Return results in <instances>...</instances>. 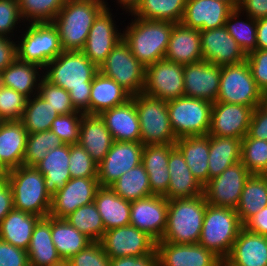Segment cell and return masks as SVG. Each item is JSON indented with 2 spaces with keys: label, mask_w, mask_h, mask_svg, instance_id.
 I'll return each instance as SVG.
<instances>
[{
  "label": "cell",
  "mask_w": 267,
  "mask_h": 266,
  "mask_svg": "<svg viewBox=\"0 0 267 266\" xmlns=\"http://www.w3.org/2000/svg\"><path fill=\"white\" fill-rule=\"evenodd\" d=\"M99 72L82 51H62L43 69V77L69 92L77 111L89 114L92 81Z\"/></svg>",
  "instance_id": "1"
},
{
  "label": "cell",
  "mask_w": 267,
  "mask_h": 266,
  "mask_svg": "<svg viewBox=\"0 0 267 266\" xmlns=\"http://www.w3.org/2000/svg\"><path fill=\"white\" fill-rule=\"evenodd\" d=\"M127 16H123L124 20L120 21L119 25L123 29V40L129 45L133 56L145 67L164 59L175 24L168 21L145 20L131 14ZM127 18L130 21L128 24L124 22ZM123 23L125 28L122 26Z\"/></svg>",
  "instance_id": "2"
},
{
  "label": "cell",
  "mask_w": 267,
  "mask_h": 266,
  "mask_svg": "<svg viewBox=\"0 0 267 266\" xmlns=\"http://www.w3.org/2000/svg\"><path fill=\"white\" fill-rule=\"evenodd\" d=\"M106 7L104 0H66L52 23L64 51H82L90 28Z\"/></svg>",
  "instance_id": "3"
},
{
  "label": "cell",
  "mask_w": 267,
  "mask_h": 266,
  "mask_svg": "<svg viewBox=\"0 0 267 266\" xmlns=\"http://www.w3.org/2000/svg\"><path fill=\"white\" fill-rule=\"evenodd\" d=\"M207 204L204 194L168 200L166 228L159 241L175 244L198 243Z\"/></svg>",
  "instance_id": "4"
},
{
  "label": "cell",
  "mask_w": 267,
  "mask_h": 266,
  "mask_svg": "<svg viewBox=\"0 0 267 266\" xmlns=\"http://www.w3.org/2000/svg\"><path fill=\"white\" fill-rule=\"evenodd\" d=\"M13 192V208L49 216L52 197L46 191L44 175L35 166L21 165L4 173Z\"/></svg>",
  "instance_id": "5"
},
{
  "label": "cell",
  "mask_w": 267,
  "mask_h": 266,
  "mask_svg": "<svg viewBox=\"0 0 267 266\" xmlns=\"http://www.w3.org/2000/svg\"><path fill=\"white\" fill-rule=\"evenodd\" d=\"M243 227L236 209L207 204L198 243L224 260Z\"/></svg>",
  "instance_id": "6"
},
{
  "label": "cell",
  "mask_w": 267,
  "mask_h": 266,
  "mask_svg": "<svg viewBox=\"0 0 267 266\" xmlns=\"http://www.w3.org/2000/svg\"><path fill=\"white\" fill-rule=\"evenodd\" d=\"M16 38L17 59L44 69L62 53L59 32L52 22L25 23Z\"/></svg>",
  "instance_id": "7"
},
{
  "label": "cell",
  "mask_w": 267,
  "mask_h": 266,
  "mask_svg": "<svg viewBox=\"0 0 267 266\" xmlns=\"http://www.w3.org/2000/svg\"><path fill=\"white\" fill-rule=\"evenodd\" d=\"M135 101L140 123L141 143L145 145L175 144L167 110V101L151 97L145 93L131 97Z\"/></svg>",
  "instance_id": "8"
},
{
  "label": "cell",
  "mask_w": 267,
  "mask_h": 266,
  "mask_svg": "<svg viewBox=\"0 0 267 266\" xmlns=\"http://www.w3.org/2000/svg\"><path fill=\"white\" fill-rule=\"evenodd\" d=\"M212 105L210 101L186 96L167 101L175 137L207 135L211 126Z\"/></svg>",
  "instance_id": "9"
},
{
  "label": "cell",
  "mask_w": 267,
  "mask_h": 266,
  "mask_svg": "<svg viewBox=\"0 0 267 266\" xmlns=\"http://www.w3.org/2000/svg\"><path fill=\"white\" fill-rule=\"evenodd\" d=\"M99 71L115 80L132 96L143 92L146 67L133 56L123 39L107 55Z\"/></svg>",
  "instance_id": "10"
},
{
  "label": "cell",
  "mask_w": 267,
  "mask_h": 266,
  "mask_svg": "<svg viewBox=\"0 0 267 266\" xmlns=\"http://www.w3.org/2000/svg\"><path fill=\"white\" fill-rule=\"evenodd\" d=\"M261 91L257 87L247 61L221 67L218 102L241 104L252 107L260 105Z\"/></svg>",
  "instance_id": "11"
},
{
  "label": "cell",
  "mask_w": 267,
  "mask_h": 266,
  "mask_svg": "<svg viewBox=\"0 0 267 266\" xmlns=\"http://www.w3.org/2000/svg\"><path fill=\"white\" fill-rule=\"evenodd\" d=\"M104 0L106 7L98 14L90 28L83 54L98 68L105 62L107 55L123 39V29L115 19L119 10L114 13L111 4ZM118 12V13H117ZM114 14V15H113Z\"/></svg>",
  "instance_id": "12"
},
{
  "label": "cell",
  "mask_w": 267,
  "mask_h": 266,
  "mask_svg": "<svg viewBox=\"0 0 267 266\" xmlns=\"http://www.w3.org/2000/svg\"><path fill=\"white\" fill-rule=\"evenodd\" d=\"M251 173L239 161L203 186L206 202L217 207L236 209L242 190Z\"/></svg>",
  "instance_id": "13"
},
{
  "label": "cell",
  "mask_w": 267,
  "mask_h": 266,
  "mask_svg": "<svg viewBox=\"0 0 267 266\" xmlns=\"http://www.w3.org/2000/svg\"><path fill=\"white\" fill-rule=\"evenodd\" d=\"M183 67L165 58L146 66L143 93L163 101L184 96Z\"/></svg>",
  "instance_id": "14"
},
{
  "label": "cell",
  "mask_w": 267,
  "mask_h": 266,
  "mask_svg": "<svg viewBox=\"0 0 267 266\" xmlns=\"http://www.w3.org/2000/svg\"><path fill=\"white\" fill-rule=\"evenodd\" d=\"M110 259L141 257L156 249V241L133 225L106 230L99 241Z\"/></svg>",
  "instance_id": "15"
},
{
  "label": "cell",
  "mask_w": 267,
  "mask_h": 266,
  "mask_svg": "<svg viewBox=\"0 0 267 266\" xmlns=\"http://www.w3.org/2000/svg\"><path fill=\"white\" fill-rule=\"evenodd\" d=\"M141 142L113 141L105 158L97 166L99 186L110 187L125 172L141 164Z\"/></svg>",
  "instance_id": "16"
},
{
  "label": "cell",
  "mask_w": 267,
  "mask_h": 266,
  "mask_svg": "<svg viewBox=\"0 0 267 266\" xmlns=\"http://www.w3.org/2000/svg\"><path fill=\"white\" fill-rule=\"evenodd\" d=\"M167 210L168 200L164 196L151 195L131 201L130 225L146 232L157 242L165 232Z\"/></svg>",
  "instance_id": "17"
},
{
  "label": "cell",
  "mask_w": 267,
  "mask_h": 266,
  "mask_svg": "<svg viewBox=\"0 0 267 266\" xmlns=\"http://www.w3.org/2000/svg\"><path fill=\"white\" fill-rule=\"evenodd\" d=\"M253 110L241 104L214 102L208 134L243 139L248 133Z\"/></svg>",
  "instance_id": "18"
},
{
  "label": "cell",
  "mask_w": 267,
  "mask_h": 266,
  "mask_svg": "<svg viewBox=\"0 0 267 266\" xmlns=\"http://www.w3.org/2000/svg\"><path fill=\"white\" fill-rule=\"evenodd\" d=\"M99 187L97 178H71L52 197L49 216L64 219L79 207L94 202Z\"/></svg>",
  "instance_id": "19"
},
{
  "label": "cell",
  "mask_w": 267,
  "mask_h": 266,
  "mask_svg": "<svg viewBox=\"0 0 267 266\" xmlns=\"http://www.w3.org/2000/svg\"><path fill=\"white\" fill-rule=\"evenodd\" d=\"M158 266H222L223 260L199 243L156 242Z\"/></svg>",
  "instance_id": "20"
},
{
  "label": "cell",
  "mask_w": 267,
  "mask_h": 266,
  "mask_svg": "<svg viewBox=\"0 0 267 266\" xmlns=\"http://www.w3.org/2000/svg\"><path fill=\"white\" fill-rule=\"evenodd\" d=\"M203 60L217 66L238 64L246 61V55L228 33L225 26L200 30Z\"/></svg>",
  "instance_id": "21"
},
{
  "label": "cell",
  "mask_w": 267,
  "mask_h": 266,
  "mask_svg": "<svg viewBox=\"0 0 267 266\" xmlns=\"http://www.w3.org/2000/svg\"><path fill=\"white\" fill-rule=\"evenodd\" d=\"M184 96L216 102L220 89L221 66L204 60L183 67Z\"/></svg>",
  "instance_id": "22"
},
{
  "label": "cell",
  "mask_w": 267,
  "mask_h": 266,
  "mask_svg": "<svg viewBox=\"0 0 267 266\" xmlns=\"http://www.w3.org/2000/svg\"><path fill=\"white\" fill-rule=\"evenodd\" d=\"M234 9L221 0H187L181 24L198 30L225 26Z\"/></svg>",
  "instance_id": "23"
},
{
  "label": "cell",
  "mask_w": 267,
  "mask_h": 266,
  "mask_svg": "<svg viewBox=\"0 0 267 266\" xmlns=\"http://www.w3.org/2000/svg\"><path fill=\"white\" fill-rule=\"evenodd\" d=\"M222 266H267V236L243 227Z\"/></svg>",
  "instance_id": "24"
},
{
  "label": "cell",
  "mask_w": 267,
  "mask_h": 266,
  "mask_svg": "<svg viewBox=\"0 0 267 266\" xmlns=\"http://www.w3.org/2000/svg\"><path fill=\"white\" fill-rule=\"evenodd\" d=\"M28 132L20 120L0 121V173L23 165Z\"/></svg>",
  "instance_id": "25"
},
{
  "label": "cell",
  "mask_w": 267,
  "mask_h": 266,
  "mask_svg": "<svg viewBox=\"0 0 267 266\" xmlns=\"http://www.w3.org/2000/svg\"><path fill=\"white\" fill-rule=\"evenodd\" d=\"M99 115L114 141L141 142L139 118L132 98Z\"/></svg>",
  "instance_id": "26"
},
{
  "label": "cell",
  "mask_w": 267,
  "mask_h": 266,
  "mask_svg": "<svg viewBox=\"0 0 267 266\" xmlns=\"http://www.w3.org/2000/svg\"><path fill=\"white\" fill-rule=\"evenodd\" d=\"M169 187L163 195L167 200L184 199L203 194V186L193 176L181 152L175 147L169 155Z\"/></svg>",
  "instance_id": "27"
},
{
  "label": "cell",
  "mask_w": 267,
  "mask_h": 266,
  "mask_svg": "<svg viewBox=\"0 0 267 266\" xmlns=\"http://www.w3.org/2000/svg\"><path fill=\"white\" fill-rule=\"evenodd\" d=\"M165 59L187 65L203 60L200 30L177 23L173 26Z\"/></svg>",
  "instance_id": "28"
},
{
  "label": "cell",
  "mask_w": 267,
  "mask_h": 266,
  "mask_svg": "<svg viewBox=\"0 0 267 266\" xmlns=\"http://www.w3.org/2000/svg\"><path fill=\"white\" fill-rule=\"evenodd\" d=\"M113 141L100 115L83 114L78 144L89 153L97 165L105 158Z\"/></svg>",
  "instance_id": "29"
},
{
  "label": "cell",
  "mask_w": 267,
  "mask_h": 266,
  "mask_svg": "<svg viewBox=\"0 0 267 266\" xmlns=\"http://www.w3.org/2000/svg\"><path fill=\"white\" fill-rule=\"evenodd\" d=\"M175 144L145 145L142 152V165L146 170L152 195L163 196L169 187L170 174L168 161Z\"/></svg>",
  "instance_id": "30"
},
{
  "label": "cell",
  "mask_w": 267,
  "mask_h": 266,
  "mask_svg": "<svg viewBox=\"0 0 267 266\" xmlns=\"http://www.w3.org/2000/svg\"><path fill=\"white\" fill-rule=\"evenodd\" d=\"M70 145L49 150L35 167L44 175L46 191L53 197L71 179L69 169Z\"/></svg>",
  "instance_id": "31"
},
{
  "label": "cell",
  "mask_w": 267,
  "mask_h": 266,
  "mask_svg": "<svg viewBox=\"0 0 267 266\" xmlns=\"http://www.w3.org/2000/svg\"><path fill=\"white\" fill-rule=\"evenodd\" d=\"M27 254L33 266H56L63 263L52 240L51 216L40 218L35 224Z\"/></svg>",
  "instance_id": "32"
},
{
  "label": "cell",
  "mask_w": 267,
  "mask_h": 266,
  "mask_svg": "<svg viewBox=\"0 0 267 266\" xmlns=\"http://www.w3.org/2000/svg\"><path fill=\"white\" fill-rule=\"evenodd\" d=\"M175 147L193 176L204 186L209 181V134L177 138Z\"/></svg>",
  "instance_id": "33"
},
{
  "label": "cell",
  "mask_w": 267,
  "mask_h": 266,
  "mask_svg": "<svg viewBox=\"0 0 267 266\" xmlns=\"http://www.w3.org/2000/svg\"><path fill=\"white\" fill-rule=\"evenodd\" d=\"M43 69L16 59L0 72V85L10 87L28 99L38 94Z\"/></svg>",
  "instance_id": "34"
},
{
  "label": "cell",
  "mask_w": 267,
  "mask_h": 266,
  "mask_svg": "<svg viewBox=\"0 0 267 266\" xmlns=\"http://www.w3.org/2000/svg\"><path fill=\"white\" fill-rule=\"evenodd\" d=\"M131 97L132 95L115 80L99 71L92 81L89 114L99 115L107 109L126 103Z\"/></svg>",
  "instance_id": "35"
},
{
  "label": "cell",
  "mask_w": 267,
  "mask_h": 266,
  "mask_svg": "<svg viewBox=\"0 0 267 266\" xmlns=\"http://www.w3.org/2000/svg\"><path fill=\"white\" fill-rule=\"evenodd\" d=\"M94 203L102 218L105 231L130 224L131 202L117 195L110 187H99Z\"/></svg>",
  "instance_id": "36"
},
{
  "label": "cell",
  "mask_w": 267,
  "mask_h": 266,
  "mask_svg": "<svg viewBox=\"0 0 267 266\" xmlns=\"http://www.w3.org/2000/svg\"><path fill=\"white\" fill-rule=\"evenodd\" d=\"M40 218L13 208L0 223V239L27 251L34 226Z\"/></svg>",
  "instance_id": "37"
},
{
  "label": "cell",
  "mask_w": 267,
  "mask_h": 266,
  "mask_svg": "<svg viewBox=\"0 0 267 266\" xmlns=\"http://www.w3.org/2000/svg\"><path fill=\"white\" fill-rule=\"evenodd\" d=\"M242 139L209 135V180L241 161Z\"/></svg>",
  "instance_id": "38"
},
{
  "label": "cell",
  "mask_w": 267,
  "mask_h": 266,
  "mask_svg": "<svg viewBox=\"0 0 267 266\" xmlns=\"http://www.w3.org/2000/svg\"><path fill=\"white\" fill-rule=\"evenodd\" d=\"M51 235L57 253L63 262L68 261L93 242L65 219L53 217H51Z\"/></svg>",
  "instance_id": "39"
},
{
  "label": "cell",
  "mask_w": 267,
  "mask_h": 266,
  "mask_svg": "<svg viewBox=\"0 0 267 266\" xmlns=\"http://www.w3.org/2000/svg\"><path fill=\"white\" fill-rule=\"evenodd\" d=\"M267 206V175L251 174L242 190L236 212L244 225Z\"/></svg>",
  "instance_id": "40"
},
{
  "label": "cell",
  "mask_w": 267,
  "mask_h": 266,
  "mask_svg": "<svg viewBox=\"0 0 267 266\" xmlns=\"http://www.w3.org/2000/svg\"><path fill=\"white\" fill-rule=\"evenodd\" d=\"M187 0H142L131 13L132 16L145 20L180 23Z\"/></svg>",
  "instance_id": "41"
},
{
  "label": "cell",
  "mask_w": 267,
  "mask_h": 266,
  "mask_svg": "<svg viewBox=\"0 0 267 266\" xmlns=\"http://www.w3.org/2000/svg\"><path fill=\"white\" fill-rule=\"evenodd\" d=\"M110 188L130 202L152 195L149 177L142 163L125 172Z\"/></svg>",
  "instance_id": "42"
},
{
  "label": "cell",
  "mask_w": 267,
  "mask_h": 266,
  "mask_svg": "<svg viewBox=\"0 0 267 266\" xmlns=\"http://www.w3.org/2000/svg\"><path fill=\"white\" fill-rule=\"evenodd\" d=\"M59 116L57 111L49 105L39 94L29 98L20 120L28 134L49 131L52 122Z\"/></svg>",
  "instance_id": "43"
},
{
  "label": "cell",
  "mask_w": 267,
  "mask_h": 266,
  "mask_svg": "<svg viewBox=\"0 0 267 266\" xmlns=\"http://www.w3.org/2000/svg\"><path fill=\"white\" fill-rule=\"evenodd\" d=\"M225 27L246 56L257 49L256 19L234 9L229 14Z\"/></svg>",
  "instance_id": "44"
},
{
  "label": "cell",
  "mask_w": 267,
  "mask_h": 266,
  "mask_svg": "<svg viewBox=\"0 0 267 266\" xmlns=\"http://www.w3.org/2000/svg\"><path fill=\"white\" fill-rule=\"evenodd\" d=\"M64 219L93 242H99L105 233L102 218L94 202L79 207Z\"/></svg>",
  "instance_id": "45"
},
{
  "label": "cell",
  "mask_w": 267,
  "mask_h": 266,
  "mask_svg": "<svg viewBox=\"0 0 267 266\" xmlns=\"http://www.w3.org/2000/svg\"><path fill=\"white\" fill-rule=\"evenodd\" d=\"M62 145L63 142L51 130L28 134L23 165L35 166L45 158L49 150Z\"/></svg>",
  "instance_id": "46"
},
{
  "label": "cell",
  "mask_w": 267,
  "mask_h": 266,
  "mask_svg": "<svg viewBox=\"0 0 267 266\" xmlns=\"http://www.w3.org/2000/svg\"><path fill=\"white\" fill-rule=\"evenodd\" d=\"M25 23L52 22L66 0H17Z\"/></svg>",
  "instance_id": "47"
},
{
  "label": "cell",
  "mask_w": 267,
  "mask_h": 266,
  "mask_svg": "<svg viewBox=\"0 0 267 266\" xmlns=\"http://www.w3.org/2000/svg\"><path fill=\"white\" fill-rule=\"evenodd\" d=\"M241 162L251 174L267 175V140L246 135L241 141Z\"/></svg>",
  "instance_id": "48"
},
{
  "label": "cell",
  "mask_w": 267,
  "mask_h": 266,
  "mask_svg": "<svg viewBox=\"0 0 267 266\" xmlns=\"http://www.w3.org/2000/svg\"><path fill=\"white\" fill-rule=\"evenodd\" d=\"M24 24L18 1L0 0V36L16 39Z\"/></svg>",
  "instance_id": "49"
},
{
  "label": "cell",
  "mask_w": 267,
  "mask_h": 266,
  "mask_svg": "<svg viewBox=\"0 0 267 266\" xmlns=\"http://www.w3.org/2000/svg\"><path fill=\"white\" fill-rule=\"evenodd\" d=\"M38 94L57 111L59 115H66L77 111L71 103L69 92L47 81L44 77L40 81Z\"/></svg>",
  "instance_id": "50"
},
{
  "label": "cell",
  "mask_w": 267,
  "mask_h": 266,
  "mask_svg": "<svg viewBox=\"0 0 267 266\" xmlns=\"http://www.w3.org/2000/svg\"><path fill=\"white\" fill-rule=\"evenodd\" d=\"M28 98L0 85V121L21 120Z\"/></svg>",
  "instance_id": "51"
},
{
  "label": "cell",
  "mask_w": 267,
  "mask_h": 266,
  "mask_svg": "<svg viewBox=\"0 0 267 266\" xmlns=\"http://www.w3.org/2000/svg\"><path fill=\"white\" fill-rule=\"evenodd\" d=\"M83 114V112H73L59 115L52 122L50 130L60 138L63 144H78Z\"/></svg>",
  "instance_id": "52"
},
{
  "label": "cell",
  "mask_w": 267,
  "mask_h": 266,
  "mask_svg": "<svg viewBox=\"0 0 267 266\" xmlns=\"http://www.w3.org/2000/svg\"><path fill=\"white\" fill-rule=\"evenodd\" d=\"M97 164L79 144L70 145L69 171L71 178H97Z\"/></svg>",
  "instance_id": "53"
},
{
  "label": "cell",
  "mask_w": 267,
  "mask_h": 266,
  "mask_svg": "<svg viewBox=\"0 0 267 266\" xmlns=\"http://www.w3.org/2000/svg\"><path fill=\"white\" fill-rule=\"evenodd\" d=\"M66 263L68 266H110V258L106 255L100 242H92Z\"/></svg>",
  "instance_id": "54"
},
{
  "label": "cell",
  "mask_w": 267,
  "mask_h": 266,
  "mask_svg": "<svg viewBox=\"0 0 267 266\" xmlns=\"http://www.w3.org/2000/svg\"><path fill=\"white\" fill-rule=\"evenodd\" d=\"M253 79L260 91L267 89V50L256 49L246 56Z\"/></svg>",
  "instance_id": "55"
},
{
  "label": "cell",
  "mask_w": 267,
  "mask_h": 266,
  "mask_svg": "<svg viewBox=\"0 0 267 266\" xmlns=\"http://www.w3.org/2000/svg\"><path fill=\"white\" fill-rule=\"evenodd\" d=\"M28 263L27 251L0 239V266H25Z\"/></svg>",
  "instance_id": "56"
},
{
  "label": "cell",
  "mask_w": 267,
  "mask_h": 266,
  "mask_svg": "<svg viewBox=\"0 0 267 266\" xmlns=\"http://www.w3.org/2000/svg\"><path fill=\"white\" fill-rule=\"evenodd\" d=\"M247 135L250 138L267 140V112L260 106L253 110Z\"/></svg>",
  "instance_id": "57"
},
{
  "label": "cell",
  "mask_w": 267,
  "mask_h": 266,
  "mask_svg": "<svg viewBox=\"0 0 267 266\" xmlns=\"http://www.w3.org/2000/svg\"><path fill=\"white\" fill-rule=\"evenodd\" d=\"M110 266H158V255L156 249L151 254L141 257H120L110 259Z\"/></svg>",
  "instance_id": "58"
},
{
  "label": "cell",
  "mask_w": 267,
  "mask_h": 266,
  "mask_svg": "<svg viewBox=\"0 0 267 266\" xmlns=\"http://www.w3.org/2000/svg\"><path fill=\"white\" fill-rule=\"evenodd\" d=\"M17 59L16 39L0 36V72Z\"/></svg>",
  "instance_id": "59"
},
{
  "label": "cell",
  "mask_w": 267,
  "mask_h": 266,
  "mask_svg": "<svg viewBox=\"0 0 267 266\" xmlns=\"http://www.w3.org/2000/svg\"><path fill=\"white\" fill-rule=\"evenodd\" d=\"M13 209V192L5 176L0 174V223Z\"/></svg>",
  "instance_id": "60"
},
{
  "label": "cell",
  "mask_w": 267,
  "mask_h": 266,
  "mask_svg": "<svg viewBox=\"0 0 267 266\" xmlns=\"http://www.w3.org/2000/svg\"><path fill=\"white\" fill-rule=\"evenodd\" d=\"M238 9L253 19L267 17V0H240Z\"/></svg>",
  "instance_id": "61"
},
{
  "label": "cell",
  "mask_w": 267,
  "mask_h": 266,
  "mask_svg": "<svg viewBox=\"0 0 267 266\" xmlns=\"http://www.w3.org/2000/svg\"><path fill=\"white\" fill-rule=\"evenodd\" d=\"M248 231L267 236V206L254 214L245 224Z\"/></svg>",
  "instance_id": "62"
},
{
  "label": "cell",
  "mask_w": 267,
  "mask_h": 266,
  "mask_svg": "<svg viewBox=\"0 0 267 266\" xmlns=\"http://www.w3.org/2000/svg\"><path fill=\"white\" fill-rule=\"evenodd\" d=\"M257 49L267 50V17L256 20Z\"/></svg>",
  "instance_id": "63"
},
{
  "label": "cell",
  "mask_w": 267,
  "mask_h": 266,
  "mask_svg": "<svg viewBox=\"0 0 267 266\" xmlns=\"http://www.w3.org/2000/svg\"><path fill=\"white\" fill-rule=\"evenodd\" d=\"M111 4L113 3L114 5L116 4L118 7L116 10H121L120 13V19H122V15H126V14H131L136 8L137 6L141 3L142 0H110ZM116 2V3H115ZM123 12V13H122ZM125 13V14H124Z\"/></svg>",
  "instance_id": "64"
},
{
  "label": "cell",
  "mask_w": 267,
  "mask_h": 266,
  "mask_svg": "<svg viewBox=\"0 0 267 266\" xmlns=\"http://www.w3.org/2000/svg\"><path fill=\"white\" fill-rule=\"evenodd\" d=\"M264 111L267 112V89L261 91L260 96V105H259Z\"/></svg>",
  "instance_id": "65"
},
{
  "label": "cell",
  "mask_w": 267,
  "mask_h": 266,
  "mask_svg": "<svg viewBox=\"0 0 267 266\" xmlns=\"http://www.w3.org/2000/svg\"><path fill=\"white\" fill-rule=\"evenodd\" d=\"M228 3L233 9H238L240 0H221Z\"/></svg>",
  "instance_id": "66"
},
{
  "label": "cell",
  "mask_w": 267,
  "mask_h": 266,
  "mask_svg": "<svg viewBox=\"0 0 267 266\" xmlns=\"http://www.w3.org/2000/svg\"><path fill=\"white\" fill-rule=\"evenodd\" d=\"M56 266H68V264L66 262H63V263L56 265Z\"/></svg>",
  "instance_id": "67"
},
{
  "label": "cell",
  "mask_w": 267,
  "mask_h": 266,
  "mask_svg": "<svg viewBox=\"0 0 267 266\" xmlns=\"http://www.w3.org/2000/svg\"><path fill=\"white\" fill-rule=\"evenodd\" d=\"M25 266H33L31 263L26 264Z\"/></svg>",
  "instance_id": "68"
}]
</instances>
